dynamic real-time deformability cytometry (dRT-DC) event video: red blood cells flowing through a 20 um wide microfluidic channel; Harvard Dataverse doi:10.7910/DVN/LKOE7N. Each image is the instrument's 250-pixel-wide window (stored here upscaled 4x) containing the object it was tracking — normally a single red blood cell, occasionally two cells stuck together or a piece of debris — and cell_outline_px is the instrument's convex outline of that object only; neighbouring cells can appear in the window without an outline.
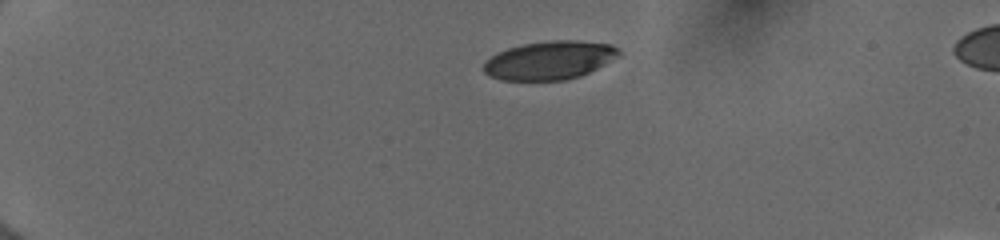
{"species": "human", "species_latin": "Homo sapiens", "temperature_condition": "cold", "stored_images_in_passage": 41, "camera_frame_rate_fps": 3000, "um_per_image_px": 0.085, "donor": {"sex": "female"}, "frame": {"image": 1, "passage_image": 1, "time_ms": 0.0, "image_size_px": [1000, 240], "cell_outline_px": [[620, 56], [580, 76], [564, 80], [500, 80], [488, 76], [484, 72], [484, 60], [496, 52], [508, 48], [524, 44], [552, 40], [580, 40], [612, 44], [620, 48]], "centroid_in_image_um": [46.7, 5.11], "position_along_channel_um": 38.3, "area_um2": 30.52}}
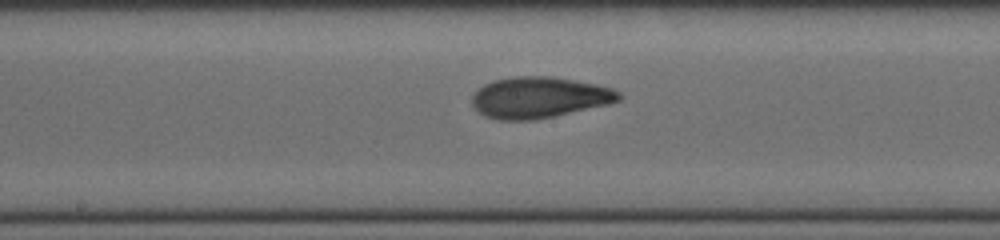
{"frame": {"image": 2, "passage_image": 19, "time_ms": 6.0, "image_size_px": [1000, 240], "cell_outline_px": [[624, 96], [620, 100], [608, 104], [536, 120], [500, 120], [484, 116], [472, 104], [472, 96], [484, 84], [496, 80], [516, 76], [548, 76], [576, 80], [596, 84], [612, 88], [620, 92]], "centroid_in_image_um": [45.86, 8.28], "position_along_channel_um": 202.3, "area_um2": 35.08}}
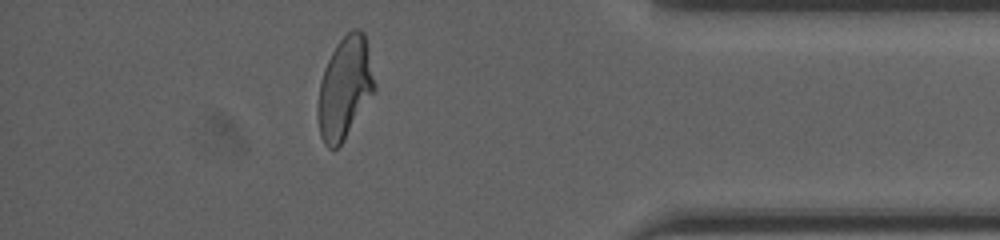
{"frame": {"image": 3, "passage_image": 36, "time_ms": 11.667, "image_size_px": [1000, 240], "cell_outline_px": [[376, 88], [344, 140], [336, 148], [328, 148], [324, 144], [320, 136], [316, 112], [320, 80], [324, 68], [336, 44], [352, 28], [356, 28], [364, 32]], "centroid_in_image_um": [29.27, 7.49], "position_along_channel_um": 405.9, "area_um2": 33.41}, "authors_computed_cell_mechanics": {"area_um2": 33.6396, "velocity_mm_per_s": 3.9968, "shape_relaxation_time_tau1_ms": 4.0962, "shape_relaxation_time_tau2_ms": 1.7465, "deformation_change_tau1": 0.179, "deformation_change_tau2": 0.0812}}